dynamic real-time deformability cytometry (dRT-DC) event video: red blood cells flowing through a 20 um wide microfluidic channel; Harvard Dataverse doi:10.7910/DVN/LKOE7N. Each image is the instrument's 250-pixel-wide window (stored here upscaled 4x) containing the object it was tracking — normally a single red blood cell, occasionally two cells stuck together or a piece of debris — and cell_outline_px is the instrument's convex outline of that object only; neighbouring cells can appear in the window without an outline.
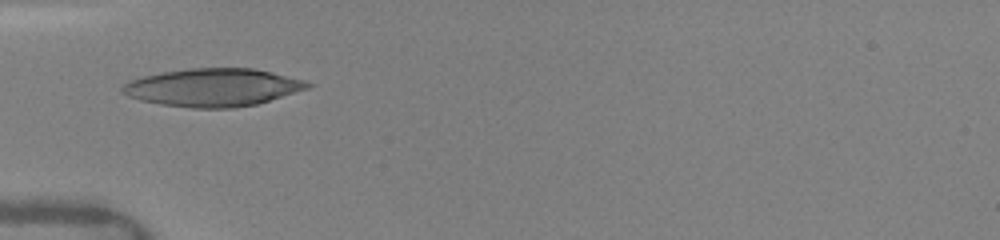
{"species": "human", "species_latin": "Homo sapiens", "temperature_condition": "warm", "stored_images_in_passage": 15, "camera_frame_rate_fps": 3000, "um_per_image_px": 0.085, "donor": {"sex": "female"}, "frame": {"image": 1, "passage_image": 1, "time_ms": 0.0, "image_size_px": [1000, 240], "cell_outline_px": [[316, 84], [308, 88], [256, 104], [232, 108], [192, 108], [160, 104], [140, 100], [128, 96], [120, 92], [120, 88], [128, 80], [144, 76], [164, 72], [188, 68], [252, 68], [272, 72], [304, 80]], "centroid_in_image_um": [18.08, 7.43], "position_along_channel_um": 66.9, "area_um2": 40.86}}
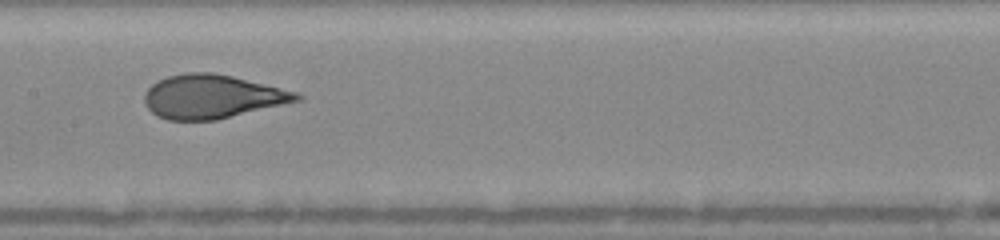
{"frame": {"image": 2, "passage_image": 8, "time_ms": 3.0, "image_size_px": [1000, 240], "cell_outline_px": [[304, 96], [300, 100], [216, 120], [168, 120], [156, 116], [148, 108], [144, 100], [144, 92], [152, 84], [168, 76], [188, 72], [212, 72], [232, 76], [296, 92]], "centroid_in_image_um": [17.99, 8.21], "position_along_channel_um": 189.4, "area_um2": 38.44}}
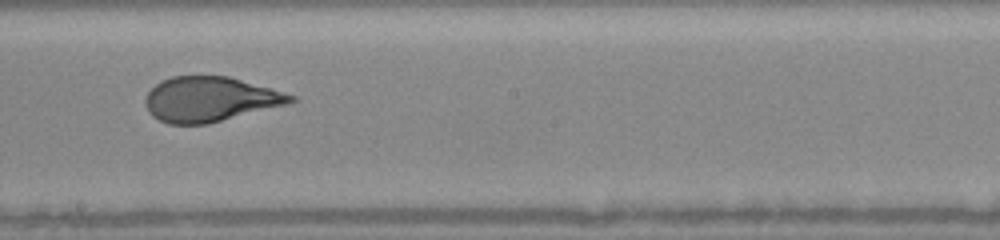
{"frame": {"image": 3, "passage_image": 11, "time_ms": 4.0, "image_size_px": [1000, 240], "cell_outline_px": [[296, 100], [288, 104], [208, 124], [168, 124], [152, 116], [148, 112], [144, 104], [144, 100], [148, 92], [156, 84], [172, 76], [228, 76], [284, 92], [296, 96]], "centroid_in_image_um": [17.83, 8.44], "position_along_channel_um": 230.4, "area_um2": 37.92}}